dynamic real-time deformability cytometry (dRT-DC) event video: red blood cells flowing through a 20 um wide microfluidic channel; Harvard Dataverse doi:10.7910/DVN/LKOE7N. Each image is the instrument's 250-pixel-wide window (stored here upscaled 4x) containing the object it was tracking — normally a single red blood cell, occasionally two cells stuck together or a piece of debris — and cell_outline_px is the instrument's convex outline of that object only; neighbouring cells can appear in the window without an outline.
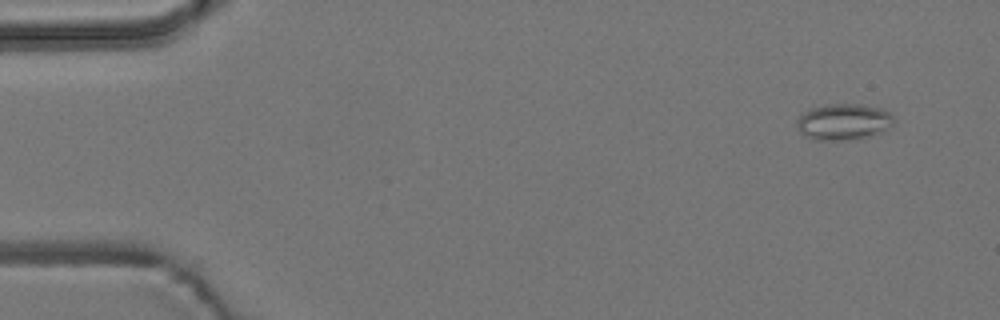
{"species": "common noctule bat (a hibernating species)", "species_latin": "Nyctalus noctula", "temperature_condition": "room temperature", "stored_images_in_passage": 5, "camera_frame_rate_fps": 3000, "um_per_image_px": 0.085, "animal": {"sex": "male", "body_mass_g": 19.2, "forearm_length_mm": 51.8}, "frame": {"image": 1, "passage_image": 1, "time_ms": 0.0, "image_size_px": [1000, 320], "cell_outline_px": [[896, 120], [888, 128], [872, 136], [860, 140], [812, 140], [804, 136], [800, 132], [796, 124], [796, 120], [804, 112], [812, 108], [828, 104], [860, 104], [880, 108], [888, 112]], "centroid_in_image_um": [71.7, 10.38], "position_along_channel_um": 13.3, "area_um2": 20.75}}